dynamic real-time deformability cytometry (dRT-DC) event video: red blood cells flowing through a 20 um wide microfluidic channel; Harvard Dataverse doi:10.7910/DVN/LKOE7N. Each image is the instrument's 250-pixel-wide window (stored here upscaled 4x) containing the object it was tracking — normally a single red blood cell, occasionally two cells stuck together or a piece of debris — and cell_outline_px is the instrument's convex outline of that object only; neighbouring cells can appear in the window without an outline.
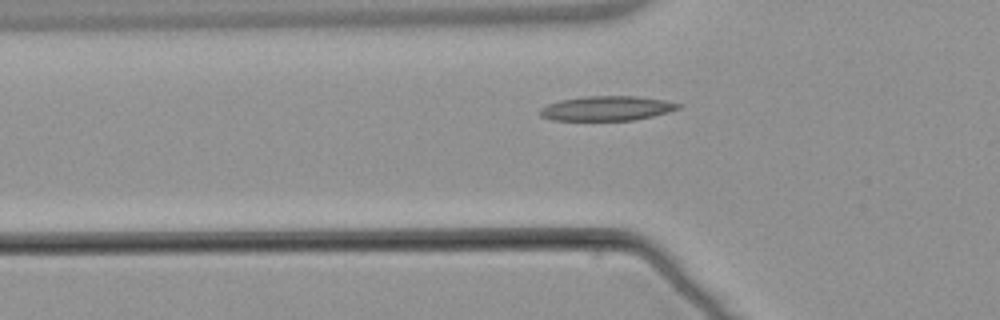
{"species": "common noctule bat (a hibernating species)", "species_latin": "Nyctalus noctula", "temperature_condition": "warm", "stored_images_in_passage": 7, "camera_frame_rate_fps": 3000, "um_per_image_px": 0.085, "animal": {"sex": "male", "body_mass_g": 21.5, "forearm_length_mm": 52.0}, "frame": {"image": 1, "passage_image": 7, "time_ms": 9.0, "image_size_px": [1000, 320], "cell_outline_px": [[684, 104], [680, 108], [668, 112], [652, 116], [632, 120], [552, 120], [540, 116], [540, 108], [548, 104], [560, 100], [584, 96], [636, 96], [664, 100]], "centroid_in_image_um": [51.59, 9.2], "position_along_channel_um": 74.2, "area_um2": 19.83}}